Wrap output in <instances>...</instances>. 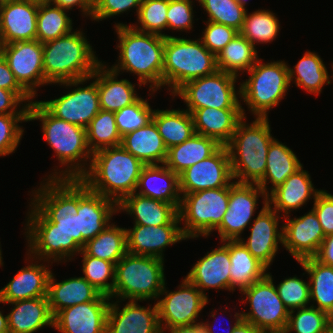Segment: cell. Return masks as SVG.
<instances>
[{
  "instance_id": "obj_1",
  "label": "cell",
  "mask_w": 333,
  "mask_h": 333,
  "mask_svg": "<svg viewBox=\"0 0 333 333\" xmlns=\"http://www.w3.org/2000/svg\"><path fill=\"white\" fill-rule=\"evenodd\" d=\"M44 181L33 190L31 211L27 213L24 233L29 247L28 259L66 262L67 258L72 260L76 253L80 254L87 242L79 232L78 178Z\"/></svg>"
},
{
  "instance_id": "obj_2",
  "label": "cell",
  "mask_w": 333,
  "mask_h": 333,
  "mask_svg": "<svg viewBox=\"0 0 333 333\" xmlns=\"http://www.w3.org/2000/svg\"><path fill=\"white\" fill-rule=\"evenodd\" d=\"M43 69L48 84L77 87L85 84L102 63L83 31L77 30L42 43Z\"/></svg>"
},
{
  "instance_id": "obj_3",
  "label": "cell",
  "mask_w": 333,
  "mask_h": 333,
  "mask_svg": "<svg viewBox=\"0 0 333 333\" xmlns=\"http://www.w3.org/2000/svg\"><path fill=\"white\" fill-rule=\"evenodd\" d=\"M118 35V64L111 69L138 75V84L148 86L153 94L163 86V58L165 37L136 30L131 25L117 23L114 26Z\"/></svg>"
},
{
  "instance_id": "obj_4",
  "label": "cell",
  "mask_w": 333,
  "mask_h": 333,
  "mask_svg": "<svg viewBox=\"0 0 333 333\" xmlns=\"http://www.w3.org/2000/svg\"><path fill=\"white\" fill-rule=\"evenodd\" d=\"M32 120L41 121L45 141L54 150L59 163L67 166L65 170L59 169V172L54 169L55 172L47 177L80 178L86 172L87 161L90 160V163L92 158L86 129L56 118L39 101L29 105L28 121Z\"/></svg>"
},
{
  "instance_id": "obj_5",
  "label": "cell",
  "mask_w": 333,
  "mask_h": 333,
  "mask_svg": "<svg viewBox=\"0 0 333 333\" xmlns=\"http://www.w3.org/2000/svg\"><path fill=\"white\" fill-rule=\"evenodd\" d=\"M144 166L121 145L113 146L93 153L86 172L79 179L91 191L118 204L125 196L136 192Z\"/></svg>"
},
{
  "instance_id": "obj_6",
  "label": "cell",
  "mask_w": 333,
  "mask_h": 333,
  "mask_svg": "<svg viewBox=\"0 0 333 333\" xmlns=\"http://www.w3.org/2000/svg\"><path fill=\"white\" fill-rule=\"evenodd\" d=\"M245 120V121H244ZM274 137L268 118H256L246 124L244 117L237 125L227 147L233 180L242 184H259L264 177L267 153Z\"/></svg>"
},
{
  "instance_id": "obj_7",
  "label": "cell",
  "mask_w": 333,
  "mask_h": 333,
  "mask_svg": "<svg viewBox=\"0 0 333 333\" xmlns=\"http://www.w3.org/2000/svg\"><path fill=\"white\" fill-rule=\"evenodd\" d=\"M216 56L199 39L165 37L163 58V86L173 95L186 82L214 74Z\"/></svg>"
},
{
  "instance_id": "obj_8",
  "label": "cell",
  "mask_w": 333,
  "mask_h": 333,
  "mask_svg": "<svg viewBox=\"0 0 333 333\" xmlns=\"http://www.w3.org/2000/svg\"><path fill=\"white\" fill-rule=\"evenodd\" d=\"M164 259L126 253L115 265L112 300L140 302L160 298L165 284ZM120 301H119V299Z\"/></svg>"
},
{
  "instance_id": "obj_9",
  "label": "cell",
  "mask_w": 333,
  "mask_h": 333,
  "mask_svg": "<svg viewBox=\"0 0 333 333\" xmlns=\"http://www.w3.org/2000/svg\"><path fill=\"white\" fill-rule=\"evenodd\" d=\"M258 58L247 72L249 79L240 82V99L256 118H268V111L278 106L290 87L288 65L282 61L261 63Z\"/></svg>"
},
{
  "instance_id": "obj_10",
  "label": "cell",
  "mask_w": 333,
  "mask_h": 333,
  "mask_svg": "<svg viewBox=\"0 0 333 333\" xmlns=\"http://www.w3.org/2000/svg\"><path fill=\"white\" fill-rule=\"evenodd\" d=\"M228 202L229 185L181 196L178 216L180 222L184 221V236L187 239L209 236L220 226Z\"/></svg>"
},
{
  "instance_id": "obj_11",
  "label": "cell",
  "mask_w": 333,
  "mask_h": 333,
  "mask_svg": "<svg viewBox=\"0 0 333 333\" xmlns=\"http://www.w3.org/2000/svg\"><path fill=\"white\" fill-rule=\"evenodd\" d=\"M237 78L233 74L217 70L214 74L186 82L173 94V98L181 97L189 113L207 107L242 108L238 99L241 97L240 87L237 90L235 86Z\"/></svg>"
},
{
  "instance_id": "obj_12",
  "label": "cell",
  "mask_w": 333,
  "mask_h": 333,
  "mask_svg": "<svg viewBox=\"0 0 333 333\" xmlns=\"http://www.w3.org/2000/svg\"><path fill=\"white\" fill-rule=\"evenodd\" d=\"M241 293L246 296L241 303L249 302L250 305L249 312H241L243 320L260 330L287 327L290 311L279 297L271 273Z\"/></svg>"
},
{
  "instance_id": "obj_13",
  "label": "cell",
  "mask_w": 333,
  "mask_h": 333,
  "mask_svg": "<svg viewBox=\"0 0 333 333\" xmlns=\"http://www.w3.org/2000/svg\"><path fill=\"white\" fill-rule=\"evenodd\" d=\"M176 291H167L164 285L160 293L164 298L157 300L158 320L161 332L164 330L193 325L208 304V298L186 277ZM164 326V327H163Z\"/></svg>"
},
{
  "instance_id": "obj_14",
  "label": "cell",
  "mask_w": 333,
  "mask_h": 333,
  "mask_svg": "<svg viewBox=\"0 0 333 333\" xmlns=\"http://www.w3.org/2000/svg\"><path fill=\"white\" fill-rule=\"evenodd\" d=\"M19 85L34 99L37 87L48 85L43 69V45L37 39L0 46ZM36 87V88H35Z\"/></svg>"
},
{
  "instance_id": "obj_15",
  "label": "cell",
  "mask_w": 333,
  "mask_h": 333,
  "mask_svg": "<svg viewBox=\"0 0 333 333\" xmlns=\"http://www.w3.org/2000/svg\"><path fill=\"white\" fill-rule=\"evenodd\" d=\"M259 197L267 201V194L257 184H242L234 180L229 184L228 208L216 229L221 242L241 239V234L258 208Z\"/></svg>"
},
{
  "instance_id": "obj_16",
  "label": "cell",
  "mask_w": 333,
  "mask_h": 333,
  "mask_svg": "<svg viewBox=\"0 0 333 333\" xmlns=\"http://www.w3.org/2000/svg\"><path fill=\"white\" fill-rule=\"evenodd\" d=\"M233 181L227 147L222 145L213 155L188 167L179 175L181 196L200 190L227 187Z\"/></svg>"
},
{
  "instance_id": "obj_17",
  "label": "cell",
  "mask_w": 333,
  "mask_h": 333,
  "mask_svg": "<svg viewBox=\"0 0 333 333\" xmlns=\"http://www.w3.org/2000/svg\"><path fill=\"white\" fill-rule=\"evenodd\" d=\"M71 90L59 98L39 102L56 118L86 129L101 110L97 83Z\"/></svg>"
},
{
  "instance_id": "obj_18",
  "label": "cell",
  "mask_w": 333,
  "mask_h": 333,
  "mask_svg": "<svg viewBox=\"0 0 333 333\" xmlns=\"http://www.w3.org/2000/svg\"><path fill=\"white\" fill-rule=\"evenodd\" d=\"M110 299L100 294L94 301L60 310L53 317V328L61 333H106Z\"/></svg>"
},
{
  "instance_id": "obj_19",
  "label": "cell",
  "mask_w": 333,
  "mask_h": 333,
  "mask_svg": "<svg viewBox=\"0 0 333 333\" xmlns=\"http://www.w3.org/2000/svg\"><path fill=\"white\" fill-rule=\"evenodd\" d=\"M178 224L181 222L177 215L167 225L126 228L127 253L164 259L163 249L187 239Z\"/></svg>"
},
{
  "instance_id": "obj_20",
  "label": "cell",
  "mask_w": 333,
  "mask_h": 333,
  "mask_svg": "<svg viewBox=\"0 0 333 333\" xmlns=\"http://www.w3.org/2000/svg\"><path fill=\"white\" fill-rule=\"evenodd\" d=\"M289 217V218H288ZM283 228V246L296 261L314 257L325 238L317 214L311 209L299 218L285 217Z\"/></svg>"
},
{
  "instance_id": "obj_21",
  "label": "cell",
  "mask_w": 333,
  "mask_h": 333,
  "mask_svg": "<svg viewBox=\"0 0 333 333\" xmlns=\"http://www.w3.org/2000/svg\"><path fill=\"white\" fill-rule=\"evenodd\" d=\"M280 218L267 201H263L262 209L253 220V225L249 226L250 236L246 241L240 239L247 250L267 268L278 253L279 244H283V228L278 229Z\"/></svg>"
},
{
  "instance_id": "obj_22",
  "label": "cell",
  "mask_w": 333,
  "mask_h": 333,
  "mask_svg": "<svg viewBox=\"0 0 333 333\" xmlns=\"http://www.w3.org/2000/svg\"><path fill=\"white\" fill-rule=\"evenodd\" d=\"M117 212V203L114 200L91 191L78 178L79 232L86 241L101 233Z\"/></svg>"
},
{
  "instance_id": "obj_23",
  "label": "cell",
  "mask_w": 333,
  "mask_h": 333,
  "mask_svg": "<svg viewBox=\"0 0 333 333\" xmlns=\"http://www.w3.org/2000/svg\"><path fill=\"white\" fill-rule=\"evenodd\" d=\"M110 302L106 333H162L158 320V308L140 306L138 300H129L120 310L118 301Z\"/></svg>"
},
{
  "instance_id": "obj_24",
  "label": "cell",
  "mask_w": 333,
  "mask_h": 333,
  "mask_svg": "<svg viewBox=\"0 0 333 333\" xmlns=\"http://www.w3.org/2000/svg\"><path fill=\"white\" fill-rule=\"evenodd\" d=\"M222 243L198 260L186 276L207 298L204 291L210 288L230 291L229 240Z\"/></svg>"
},
{
  "instance_id": "obj_25",
  "label": "cell",
  "mask_w": 333,
  "mask_h": 333,
  "mask_svg": "<svg viewBox=\"0 0 333 333\" xmlns=\"http://www.w3.org/2000/svg\"><path fill=\"white\" fill-rule=\"evenodd\" d=\"M38 4L24 0H8L0 5L2 44L35 40Z\"/></svg>"
},
{
  "instance_id": "obj_26",
  "label": "cell",
  "mask_w": 333,
  "mask_h": 333,
  "mask_svg": "<svg viewBox=\"0 0 333 333\" xmlns=\"http://www.w3.org/2000/svg\"><path fill=\"white\" fill-rule=\"evenodd\" d=\"M311 176L303 166L294 174L286 178L284 183L277 186L267 195V204L279 215H289L291 211L299 209L310 199H316L322 191L314 189ZM273 205V206H272Z\"/></svg>"
},
{
  "instance_id": "obj_27",
  "label": "cell",
  "mask_w": 333,
  "mask_h": 333,
  "mask_svg": "<svg viewBox=\"0 0 333 333\" xmlns=\"http://www.w3.org/2000/svg\"><path fill=\"white\" fill-rule=\"evenodd\" d=\"M196 134L211 137L221 145H226L244 118V108H202L191 112Z\"/></svg>"
},
{
  "instance_id": "obj_28",
  "label": "cell",
  "mask_w": 333,
  "mask_h": 333,
  "mask_svg": "<svg viewBox=\"0 0 333 333\" xmlns=\"http://www.w3.org/2000/svg\"><path fill=\"white\" fill-rule=\"evenodd\" d=\"M30 262V265L20 269L10 282L0 289V300L3 303L47 296L48 280L52 271L47 268L49 265H39L38 261L34 264L31 260Z\"/></svg>"
},
{
  "instance_id": "obj_29",
  "label": "cell",
  "mask_w": 333,
  "mask_h": 333,
  "mask_svg": "<svg viewBox=\"0 0 333 333\" xmlns=\"http://www.w3.org/2000/svg\"><path fill=\"white\" fill-rule=\"evenodd\" d=\"M118 75L103 62L90 76L97 83L100 108L102 110L116 112L140 98L135 92L136 84H132L127 79L118 80Z\"/></svg>"
},
{
  "instance_id": "obj_30",
  "label": "cell",
  "mask_w": 333,
  "mask_h": 333,
  "mask_svg": "<svg viewBox=\"0 0 333 333\" xmlns=\"http://www.w3.org/2000/svg\"><path fill=\"white\" fill-rule=\"evenodd\" d=\"M135 193L173 204L179 209L181 201L179 176L164 164L145 165L142 168Z\"/></svg>"
},
{
  "instance_id": "obj_31",
  "label": "cell",
  "mask_w": 333,
  "mask_h": 333,
  "mask_svg": "<svg viewBox=\"0 0 333 333\" xmlns=\"http://www.w3.org/2000/svg\"><path fill=\"white\" fill-rule=\"evenodd\" d=\"M3 304L14 305L7 314L9 333H34L44 326L53 327L47 296Z\"/></svg>"
},
{
  "instance_id": "obj_32",
  "label": "cell",
  "mask_w": 333,
  "mask_h": 333,
  "mask_svg": "<svg viewBox=\"0 0 333 333\" xmlns=\"http://www.w3.org/2000/svg\"><path fill=\"white\" fill-rule=\"evenodd\" d=\"M118 213L126 211L134 216V225L160 226L169 224L177 215L178 209L170 203L132 193L117 204Z\"/></svg>"
},
{
  "instance_id": "obj_33",
  "label": "cell",
  "mask_w": 333,
  "mask_h": 333,
  "mask_svg": "<svg viewBox=\"0 0 333 333\" xmlns=\"http://www.w3.org/2000/svg\"><path fill=\"white\" fill-rule=\"evenodd\" d=\"M54 278L51 272L47 289L49 308L53 317L64 308L94 301L101 294L82 276L58 283Z\"/></svg>"
},
{
  "instance_id": "obj_34",
  "label": "cell",
  "mask_w": 333,
  "mask_h": 333,
  "mask_svg": "<svg viewBox=\"0 0 333 333\" xmlns=\"http://www.w3.org/2000/svg\"><path fill=\"white\" fill-rule=\"evenodd\" d=\"M121 146L144 165L164 164L167 157V148L153 120L124 135Z\"/></svg>"
},
{
  "instance_id": "obj_35",
  "label": "cell",
  "mask_w": 333,
  "mask_h": 333,
  "mask_svg": "<svg viewBox=\"0 0 333 333\" xmlns=\"http://www.w3.org/2000/svg\"><path fill=\"white\" fill-rule=\"evenodd\" d=\"M221 146L217 140L195 133L183 143L167 149L164 165L179 176L188 167L213 155Z\"/></svg>"
},
{
  "instance_id": "obj_36",
  "label": "cell",
  "mask_w": 333,
  "mask_h": 333,
  "mask_svg": "<svg viewBox=\"0 0 333 333\" xmlns=\"http://www.w3.org/2000/svg\"><path fill=\"white\" fill-rule=\"evenodd\" d=\"M230 292H241L267 275V268L256 259L240 240H229Z\"/></svg>"
},
{
  "instance_id": "obj_37",
  "label": "cell",
  "mask_w": 333,
  "mask_h": 333,
  "mask_svg": "<svg viewBox=\"0 0 333 333\" xmlns=\"http://www.w3.org/2000/svg\"><path fill=\"white\" fill-rule=\"evenodd\" d=\"M266 161L265 174L258 186H260L267 195L269 194L267 182H271V192L277 186L284 183L287 177L294 174L303 166L292 149L280 143L278 139L275 138L270 143Z\"/></svg>"
},
{
  "instance_id": "obj_38",
  "label": "cell",
  "mask_w": 333,
  "mask_h": 333,
  "mask_svg": "<svg viewBox=\"0 0 333 333\" xmlns=\"http://www.w3.org/2000/svg\"><path fill=\"white\" fill-rule=\"evenodd\" d=\"M152 120L167 149L183 143L196 133L192 115L185 109H154Z\"/></svg>"
},
{
  "instance_id": "obj_39",
  "label": "cell",
  "mask_w": 333,
  "mask_h": 333,
  "mask_svg": "<svg viewBox=\"0 0 333 333\" xmlns=\"http://www.w3.org/2000/svg\"><path fill=\"white\" fill-rule=\"evenodd\" d=\"M305 273L309 275L311 306L327 312H333V267L320 263L314 257L299 261Z\"/></svg>"
},
{
  "instance_id": "obj_40",
  "label": "cell",
  "mask_w": 333,
  "mask_h": 333,
  "mask_svg": "<svg viewBox=\"0 0 333 333\" xmlns=\"http://www.w3.org/2000/svg\"><path fill=\"white\" fill-rule=\"evenodd\" d=\"M288 74L290 84L294 80L296 86L315 95H320L324 85L331 82L323 60L317 53L311 51L304 53L294 69L288 65Z\"/></svg>"
},
{
  "instance_id": "obj_41",
  "label": "cell",
  "mask_w": 333,
  "mask_h": 333,
  "mask_svg": "<svg viewBox=\"0 0 333 333\" xmlns=\"http://www.w3.org/2000/svg\"><path fill=\"white\" fill-rule=\"evenodd\" d=\"M257 53L255 46L238 33L216 56L217 69L239 76V71L243 74L255 65Z\"/></svg>"
},
{
  "instance_id": "obj_42",
  "label": "cell",
  "mask_w": 333,
  "mask_h": 333,
  "mask_svg": "<svg viewBox=\"0 0 333 333\" xmlns=\"http://www.w3.org/2000/svg\"><path fill=\"white\" fill-rule=\"evenodd\" d=\"M83 251L99 259L117 262L127 253L126 228L109 224L95 238L86 242Z\"/></svg>"
},
{
  "instance_id": "obj_43",
  "label": "cell",
  "mask_w": 333,
  "mask_h": 333,
  "mask_svg": "<svg viewBox=\"0 0 333 333\" xmlns=\"http://www.w3.org/2000/svg\"><path fill=\"white\" fill-rule=\"evenodd\" d=\"M68 11L50 1L38 4L36 39L45 43L71 33L74 29Z\"/></svg>"
},
{
  "instance_id": "obj_44",
  "label": "cell",
  "mask_w": 333,
  "mask_h": 333,
  "mask_svg": "<svg viewBox=\"0 0 333 333\" xmlns=\"http://www.w3.org/2000/svg\"><path fill=\"white\" fill-rule=\"evenodd\" d=\"M86 135L87 144L92 154L104 148L119 146L122 142L114 112L102 109L89 123Z\"/></svg>"
},
{
  "instance_id": "obj_45",
  "label": "cell",
  "mask_w": 333,
  "mask_h": 333,
  "mask_svg": "<svg viewBox=\"0 0 333 333\" xmlns=\"http://www.w3.org/2000/svg\"><path fill=\"white\" fill-rule=\"evenodd\" d=\"M275 13L269 10L254 11L246 13L242 29L239 31L256 48V45L270 43L276 39L280 32V24ZM256 43V44H255Z\"/></svg>"
},
{
  "instance_id": "obj_46",
  "label": "cell",
  "mask_w": 333,
  "mask_h": 333,
  "mask_svg": "<svg viewBox=\"0 0 333 333\" xmlns=\"http://www.w3.org/2000/svg\"><path fill=\"white\" fill-rule=\"evenodd\" d=\"M201 7L208 14V21L224 24L242 29L245 15L248 12L237 0H197Z\"/></svg>"
},
{
  "instance_id": "obj_47",
  "label": "cell",
  "mask_w": 333,
  "mask_h": 333,
  "mask_svg": "<svg viewBox=\"0 0 333 333\" xmlns=\"http://www.w3.org/2000/svg\"><path fill=\"white\" fill-rule=\"evenodd\" d=\"M82 257L83 278H85L101 294L110 296L115 281V264L107 260L87 255L83 250ZM111 282H108V280Z\"/></svg>"
},
{
  "instance_id": "obj_48",
  "label": "cell",
  "mask_w": 333,
  "mask_h": 333,
  "mask_svg": "<svg viewBox=\"0 0 333 333\" xmlns=\"http://www.w3.org/2000/svg\"><path fill=\"white\" fill-rule=\"evenodd\" d=\"M168 0H142L139 11L136 14L139 25L130 24L136 30L168 37L162 33L167 28Z\"/></svg>"
},
{
  "instance_id": "obj_49",
  "label": "cell",
  "mask_w": 333,
  "mask_h": 333,
  "mask_svg": "<svg viewBox=\"0 0 333 333\" xmlns=\"http://www.w3.org/2000/svg\"><path fill=\"white\" fill-rule=\"evenodd\" d=\"M140 97L131 105L114 112L117 129L121 137L152 121L154 110L147 101Z\"/></svg>"
},
{
  "instance_id": "obj_50",
  "label": "cell",
  "mask_w": 333,
  "mask_h": 333,
  "mask_svg": "<svg viewBox=\"0 0 333 333\" xmlns=\"http://www.w3.org/2000/svg\"><path fill=\"white\" fill-rule=\"evenodd\" d=\"M328 327L329 314L316 307L307 306L290 311L287 323L289 332L323 333Z\"/></svg>"
},
{
  "instance_id": "obj_51",
  "label": "cell",
  "mask_w": 333,
  "mask_h": 333,
  "mask_svg": "<svg viewBox=\"0 0 333 333\" xmlns=\"http://www.w3.org/2000/svg\"><path fill=\"white\" fill-rule=\"evenodd\" d=\"M28 121V114H0V157L12 154L25 129L18 125Z\"/></svg>"
},
{
  "instance_id": "obj_52",
  "label": "cell",
  "mask_w": 333,
  "mask_h": 333,
  "mask_svg": "<svg viewBox=\"0 0 333 333\" xmlns=\"http://www.w3.org/2000/svg\"><path fill=\"white\" fill-rule=\"evenodd\" d=\"M279 297L289 311L307 307L310 301L309 282L297 276L285 278L275 285Z\"/></svg>"
},
{
  "instance_id": "obj_53",
  "label": "cell",
  "mask_w": 333,
  "mask_h": 333,
  "mask_svg": "<svg viewBox=\"0 0 333 333\" xmlns=\"http://www.w3.org/2000/svg\"><path fill=\"white\" fill-rule=\"evenodd\" d=\"M202 32L200 40L203 45L215 56L239 33L235 28L211 21Z\"/></svg>"
},
{
  "instance_id": "obj_54",
  "label": "cell",
  "mask_w": 333,
  "mask_h": 333,
  "mask_svg": "<svg viewBox=\"0 0 333 333\" xmlns=\"http://www.w3.org/2000/svg\"><path fill=\"white\" fill-rule=\"evenodd\" d=\"M193 1L168 0L167 29L190 31L193 27Z\"/></svg>"
},
{
  "instance_id": "obj_55",
  "label": "cell",
  "mask_w": 333,
  "mask_h": 333,
  "mask_svg": "<svg viewBox=\"0 0 333 333\" xmlns=\"http://www.w3.org/2000/svg\"><path fill=\"white\" fill-rule=\"evenodd\" d=\"M141 4L142 0H94L91 19L99 22L133 8L138 13Z\"/></svg>"
},
{
  "instance_id": "obj_56",
  "label": "cell",
  "mask_w": 333,
  "mask_h": 333,
  "mask_svg": "<svg viewBox=\"0 0 333 333\" xmlns=\"http://www.w3.org/2000/svg\"><path fill=\"white\" fill-rule=\"evenodd\" d=\"M312 209L317 214L325 237L333 234V198L326 190L317 195Z\"/></svg>"
},
{
  "instance_id": "obj_57",
  "label": "cell",
  "mask_w": 333,
  "mask_h": 333,
  "mask_svg": "<svg viewBox=\"0 0 333 333\" xmlns=\"http://www.w3.org/2000/svg\"><path fill=\"white\" fill-rule=\"evenodd\" d=\"M0 88L15 92L26 105L33 102V98L19 85L16 81L13 72L3 55L0 53ZM28 103H27V102Z\"/></svg>"
},
{
  "instance_id": "obj_58",
  "label": "cell",
  "mask_w": 333,
  "mask_h": 333,
  "mask_svg": "<svg viewBox=\"0 0 333 333\" xmlns=\"http://www.w3.org/2000/svg\"><path fill=\"white\" fill-rule=\"evenodd\" d=\"M23 102L15 92L0 88V114H28L29 106Z\"/></svg>"
},
{
  "instance_id": "obj_59",
  "label": "cell",
  "mask_w": 333,
  "mask_h": 333,
  "mask_svg": "<svg viewBox=\"0 0 333 333\" xmlns=\"http://www.w3.org/2000/svg\"><path fill=\"white\" fill-rule=\"evenodd\" d=\"M50 2L66 10H72L74 6H77L83 12L84 17L90 18L94 8V0H50Z\"/></svg>"
},
{
  "instance_id": "obj_60",
  "label": "cell",
  "mask_w": 333,
  "mask_h": 333,
  "mask_svg": "<svg viewBox=\"0 0 333 333\" xmlns=\"http://www.w3.org/2000/svg\"><path fill=\"white\" fill-rule=\"evenodd\" d=\"M314 258L322 264L333 267V234L323 239Z\"/></svg>"
},
{
  "instance_id": "obj_61",
  "label": "cell",
  "mask_w": 333,
  "mask_h": 333,
  "mask_svg": "<svg viewBox=\"0 0 333 333\" xmlns=\"http://www.w3.org/2000/svg\"><path fill=\"white\" fill-rule=\"evenodd\" d=\"M166 330H169L170 333H206L201 321L193 325L174 327Z\"/></svg>"
},
{
  "instance_id": "obj_62",
  "label": "cell",
  "mask_w": 333,
  "mask_h": 333,
  "mask_svg": "<svg viewBox=\"0 0 333 333\" xmlns=\"http://www.w3.org/2000/svg\"><path fill=\"white\" fill-rule=\"evenodd\" d=\"M232 333H260V329L255 327L250 322L241 320L234 328Z\"/></svg>"
},
{
  "instance_id": "obj_63",
  "label": "cell",
  "mask_w": 333,
  "mask_h": 333,
  "mask_svg": "<svg viewBox=\"0 0 333 333\" xmlns=\"http://www.w3.org/2000/svg\"><path fill=\"white\" fill-rule=\"evenodd\" d=\"M234 318L236 319L234 322V325L231 326V329H229V331H227L228 333H232V331L234 330L235 326L243 319L241 312L237 313L234 315ZM209 321H207L206 323L202 322L203 326L205 327L206 333H215L214 329H213V325L211 326L210 323H208Z\"/></svg>"
},
{
  "instance_id": "obj_64",
  "label": "cell",
  "mask_w": 333,
  "mask_h": 333,
  "mask_svg": "<svg viewBox=\"0 0 333 333\" xmlns=\"http://www.w3.org/2000/svg\"><path fill=\"white\" fill-rule=\"evenodd\" d=\"M0 303L3 304L1 300ZM0 333H9L7 315H3L1 311H0Z\"/></svg>"
},
{
  "instance_id": "obj_65",
  "label": "cell",
  "mask_w": 333,
  "mask_h": 333,
  "mask_svg": "<svg viewBox=\"0 0 333 333\" xmlns=\"http://www.w3.org/2000/svg\"><path fill=\"white\" fill-rule=\"evenodd\" d=\"M260 333H291L287 327L283 328H271V329H261Z\"/></svg>"
},
{
  "instance_id": "obj_66",
  "label": "cell",
  "mask_w": 333,
  "mask_h": 333,
  "mask_svg": "<svg viewBox=\"0 0 333 333\" xmlns=\"http://www.w3.org/2000/svg\"><path fill=\"white\" fill-rule=\"evenodd\" d=\"M24 1L34 2L37 4H43V3L49 2L50 0H24Z\"/></svg>"
},
{
  "instance_id": "obj_67",
  "label": "cell",
  "mask_w": 333,
  "mask_h": 333,
  "mask_svg": "<svg viewBox=\"0 0 333 333\" xmlns=\"http://www.w3.org/2000/svg\"><path fill=\"white\" fill-rule=\"evenodd\" d=\"M329 326L333 328V312L329 315Z\"/></svg>"
},
{
  "instance_id": "obj_68",
  "label": "cell",
  "mask_w": 333,
  "mask_h": 333,
  "mask_svg": "<svg viewBox=\"0 0 333 333\" xmlns=\"http://www.w3.org/2000/svg\"><path fill=\"white\" fill-rule=\"evenodd\" d=\"M2 37H3V33H2V28H1V15H0V46L2 45Z\"/></svg>"
},
{
  "instance_id": "obj_69",
  "label": "cell",
  "mask_w": 333,
  "mask_h": 333,
  "mask_svg": "<svg viewBox=\"0 0 333 333\" xmlns=\"http://www.w3.org/2000/svg\"><path fill=\"white\" fill-rule=\"evenodd\" d=\"M238 1V3L240 4V5H242L243 7H245V5L247 4V0H237Z\"/></svg>"
},
{
  "instance_id": "obj_70",
  "label": "cell",
  "mask_w": 333,
  "mask_h": 333,
  "mask_svg": "<svg viewBox=\"0 0 333 333\" xmlns=\"http://www.w3.org/2000/svg\"><path fill=\"white\" fill-rule=\"evenodd\" d=\"M323 333H333V328L329 326Z\"/></svg>"
},
{
  "instance_id": "obj_71",
  "label": "cell",
  "mask_w": 333,
  "mask_h": 333,
  "mask_svg": "<svg viewBox=\"0 0 333 333\" xmlns=\"http://www.w3.org/2000/svg\"><path fill=\"white\" fill-rule=\"evenodd\" d=\"M3 257H2V250H1V247H0V266H3Z\"/></svg>"
},
{
  "instance_id": "obj_72",
  "label": "cell",
  "mask_w": 333,
  "mask_h": 333,
  "mask_svg": "<svg viewBox=\"0 0 333 333\" xmlns=\"http://www.w3.org/2000/svg\"><path fill=\"white\" fill-rule=\"evenodd\" d=\"M8 0H0V5L5 4Z\"/></svg>"
}]
</instances>
